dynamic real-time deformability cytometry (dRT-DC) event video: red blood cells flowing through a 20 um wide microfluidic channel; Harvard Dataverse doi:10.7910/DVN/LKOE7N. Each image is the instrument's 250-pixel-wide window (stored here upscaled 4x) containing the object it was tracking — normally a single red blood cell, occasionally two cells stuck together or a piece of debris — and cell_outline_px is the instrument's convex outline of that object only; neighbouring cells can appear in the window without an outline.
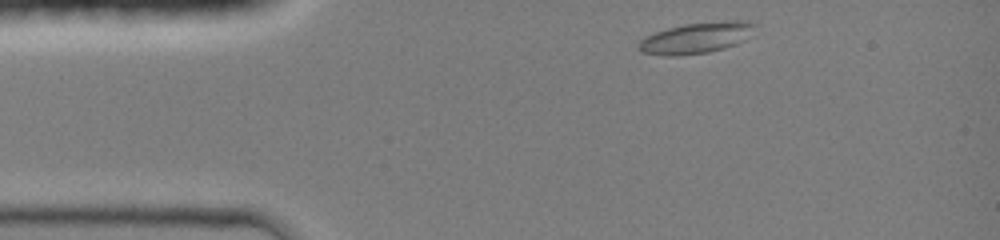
{"species": "common noctule bat (a hibernating species)", "species_latin": "Nyctalus noctula", "temperature_condition": "room temperature", "stored_images_in_passage": 35, "camera_frame_rate_fps": 3000, "um_per_image_px": 0.085, "animal": {"sex": "female", "body_mass_g": 19.0, "forearm_length_mm": 51.5}, "frame": {"image": 1, "passage_image": 2, "time_ms": 0.333, "image_size_px": [1000, 240], "cell_outline_px": [[756, 24], [752, 36], [736, 44], [724, 48], [708, 52], [680, 56], [668, 56], [640, 52], [636, 48], [636, 44], [640, 40], [656, 32], [668, 28], [684, 24], [724, 20], [748, 20]], "centroid_in_image_um": [59.21, 3.22], "position_along_channel_um": 25.8, "area_um2": 21.33}}
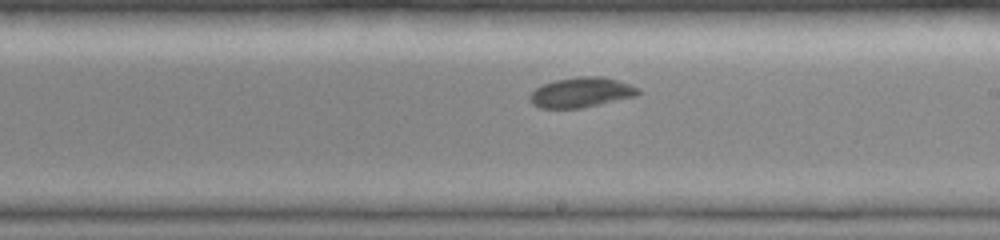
{"frame": {"image": 2, "passage_image": 21, "time_ms": 6.667, "image_size_px": [1000, 240], "cell_outline_px": [[640, 92], [636, 96], [600, 104], [580, 108], [540, 108], [532, 104], [528, 96], [536, 88], [544, 84], [556, 80], [580, 76], [600, 76], [616, 80], [640, 88]], "centroid_in_image_um": [49.39, 7.86], "position_along_channel_um": 239.6, "area_um2": 18.79}}
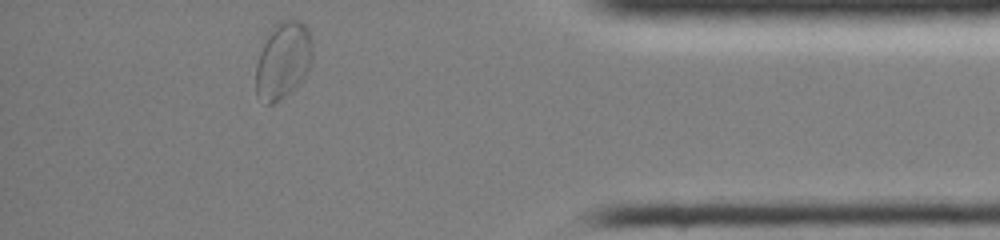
{"frame": {"image": 3, "passage_image": 35, "time_ms": 11.333, "image_size_px": [1000, 240], "cell_outline_px": [[312, 56], [308, 68], [304, 76], [284, 96], [272, 104], [268, 104], [256, 96], [256, 64], [260, 52], [268, 36], [280, 20], [300, 20], [308, 28], [312, 44]], "centroid_in_image_um": [24.05, 5.12], "position_along_channel_um": 411.1, "area_um2": 24.68}, "authors_computed_cell_mechanics": {"area_um2": 19.3052, "velocity_mm_per_s": 4.1718, "shape_relaxation_time_tau1_ms": 2.9619, "shape_relaxation_time_tau2_ms": 1.7793, "deformation_change_tau1": 0.1241, "deformation_change_tau2": 0.044}}